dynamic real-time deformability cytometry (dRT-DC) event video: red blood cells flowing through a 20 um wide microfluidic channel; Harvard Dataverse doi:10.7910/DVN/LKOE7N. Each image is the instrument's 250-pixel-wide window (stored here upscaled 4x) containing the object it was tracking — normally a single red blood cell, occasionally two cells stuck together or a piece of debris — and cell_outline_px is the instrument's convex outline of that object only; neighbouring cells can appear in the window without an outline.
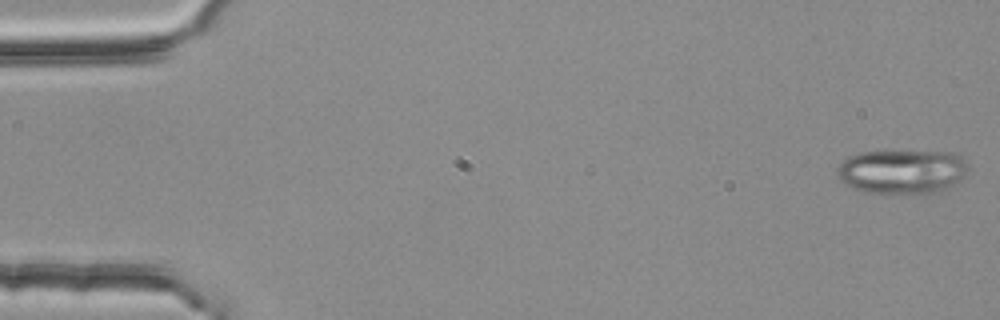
{"species": "common noctule bat (a hibernating species)", "species_latin": "Nyctalus noctula", "temperature_condition": "room temperature", "stored_images_in_passage": 6, "camera_frame_rate_fps": 3000, "um_per_image_px": 0.085, "animal": {"sex": "female", "body_mass_g": 25.1}, "frame": {"image": 1, "passage_image": 1, "time_ms": 0.0, "image_size_px": [1000, 320], "cell_outline_px": [[968, 168], [964, 176], [960, 180], [936, 192], [924, 196], [864, 192], [852, 188], [844, 184], [836, 176], [836, 168], [848, 156], [860, 152], [952, 152], [960, 156], [968, 164]], "centroid_in_image_um": [76.64, 14.62], "position_along_channel_um": 8.4, "area_um2": 34.33}}